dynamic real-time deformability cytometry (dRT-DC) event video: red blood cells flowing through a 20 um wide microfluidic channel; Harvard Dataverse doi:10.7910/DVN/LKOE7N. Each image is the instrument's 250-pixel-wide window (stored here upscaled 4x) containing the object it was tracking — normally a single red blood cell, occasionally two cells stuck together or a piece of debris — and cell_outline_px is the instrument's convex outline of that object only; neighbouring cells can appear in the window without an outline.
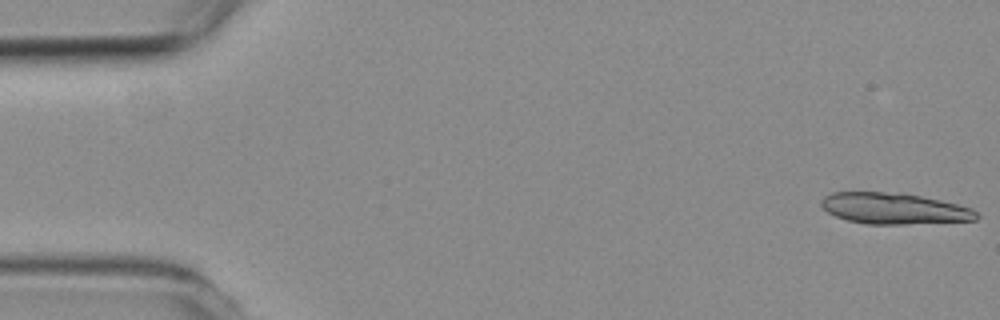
{"species": "common noctule bat (a hibernating species)", "species_latin": "Nyctalus noctula", "temperature_condition": "room temperature", "stored_images_in_passage": 6, "camera_frame_rate_fps": 3000, "um_per_image_px": 0.085, "animal": {"sex": "female", "body_mass_g": 19.3, "forearm_length_mm": 54.1}, "frame": {"image": 1, "passage_image": 1, "time_ms": 0.0, "image_size_px": [1000, 320], "cell_outline_px": [[980, 216], [976, 220], [904, 224], [868, 224], [848, 220], [836, 216], [828, 212], [820, 204], [820, 200], [824, 196], [832, 192], [900, 192], [940, 200], [972, 208]], "centroid_in_image_um": [75.98, 17.71], "position_along_channel_um": 9.0, "area_um2": 28.09}}